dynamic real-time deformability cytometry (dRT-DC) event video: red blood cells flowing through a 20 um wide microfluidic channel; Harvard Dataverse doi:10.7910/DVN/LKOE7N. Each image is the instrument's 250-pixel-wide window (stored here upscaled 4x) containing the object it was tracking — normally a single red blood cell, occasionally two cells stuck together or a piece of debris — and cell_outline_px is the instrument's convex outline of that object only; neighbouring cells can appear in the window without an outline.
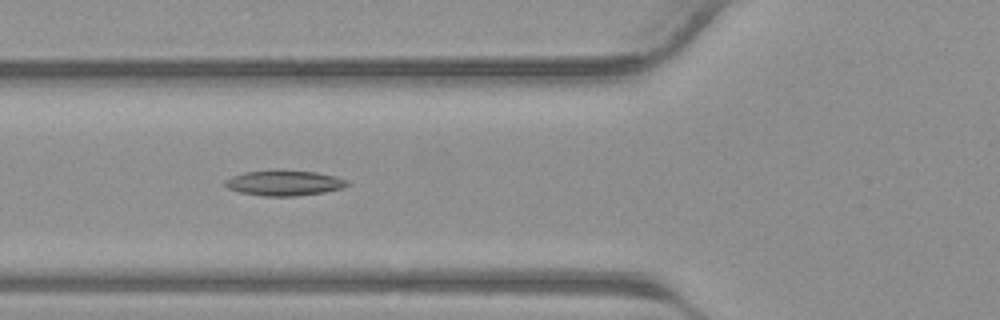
{"species": "common noctule bat (a hibernating species)", "species_latin": "Nyctalus noctula", "temperature_condition": "warm", "stored_images_in_passage": 37, "camera_frame_rate_fps": 3000, "um_per_image_px": 0.085, "animal": {"sex": "male", "body_mass_g": 23.1, "forearm_length_mm": 52.7}, "frame": {"image": 1, "passage_image": 12, "time_ms": 3.667, "image_size_px": [1000, 320], "cell_outline_px": [[352, 184], [340, 188], [324, 192], [292, 196], [264, 196], [240, 192], [228, 188], [224, 184], [224, 180], [232, 176], [244, 172], [276, 168], [280, 168], [316, 172], [336, 176], [348, 180]], "centroid_in_image_um": [24.15, 15.51], "position_along_channel_um": 101.6, "area_um2": 18.5}}
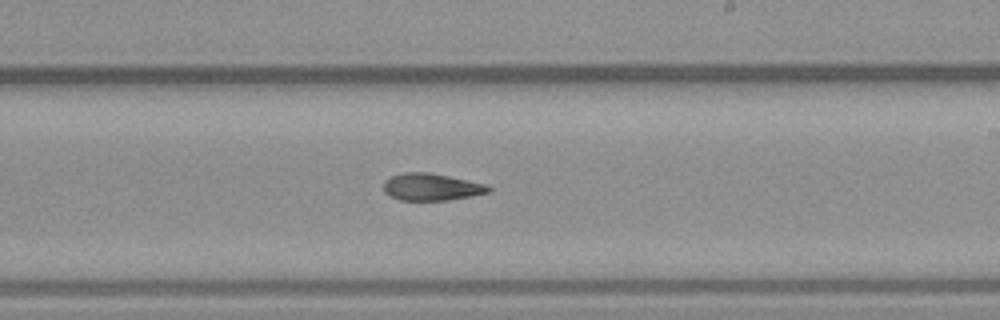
{"frame": {"image": 2, "passage_image": 21, "time_ms": 6.667, "image_size_px": [1000, 320], "cell_outline_px": [[492, 188], [488, 192], [472, 196], [448, 200], [400, 200], [384, 192], [384, 180], [392, 176], [404, 172], [428, 172], [488, 184]], "centroid_in_image_um": [36.69, 15.89], "position_along_channel_um": 252.3, "area_um2": 16.53}}
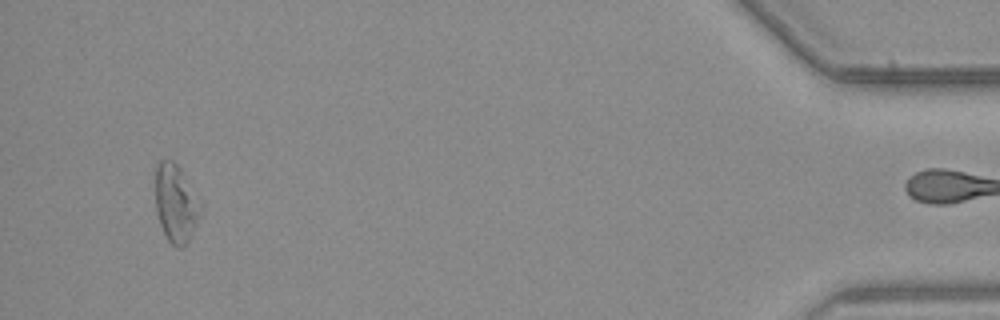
{"frame": {"image": 3, "passage_image": 36, "time_ms": 11.667, "image_size_px": [1000, 320], "cell_outline_px": [[204, 204], [200, 216], [184, 248], [176, 248], [168, 240], [160, 224], [156, 212], [156, 164], [160, 160], [172, 160], [180, 168]], "centroid_in_image_um": [14.98, 17.28], "position_along_channel_um": 420.2, "area_um2": 20.75}}